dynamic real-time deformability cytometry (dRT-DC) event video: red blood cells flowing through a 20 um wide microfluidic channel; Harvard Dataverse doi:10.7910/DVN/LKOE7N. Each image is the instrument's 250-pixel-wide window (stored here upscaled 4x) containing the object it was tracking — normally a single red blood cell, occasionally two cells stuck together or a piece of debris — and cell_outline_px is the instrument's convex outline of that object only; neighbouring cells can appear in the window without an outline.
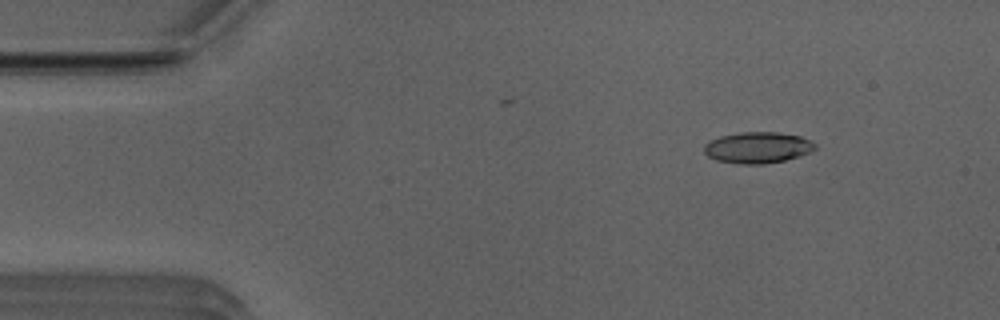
{"species": "Egyptian fruit bat (a non-hibernating species)", "species_latin": "Rousettus aegyptiacus", "temperature_condition": "room temperature", "stored_images_in_passage": 9, "camera_frame_rate_fps": 3000, "um_per_image_px": 0.085, "animal": {"sex": "male"}, "frame": {"image": 1, "passage_image": 5, "time_ms": 1.333, "image_size_px": [1000, 320], "cell_outline_px": [[816, 148], [800, 156], [784, 160], [764, 164], [740, 164], [716, 160], [708, 156], [704, 152], [704, 144], [720, 136], [744, 132], [776, 132], [800, 136], [816, 144]], "centroid_in_image_um": [64.38, 12.55], "position_along_channel_um": 20.6, "area_um2": 20.0}}